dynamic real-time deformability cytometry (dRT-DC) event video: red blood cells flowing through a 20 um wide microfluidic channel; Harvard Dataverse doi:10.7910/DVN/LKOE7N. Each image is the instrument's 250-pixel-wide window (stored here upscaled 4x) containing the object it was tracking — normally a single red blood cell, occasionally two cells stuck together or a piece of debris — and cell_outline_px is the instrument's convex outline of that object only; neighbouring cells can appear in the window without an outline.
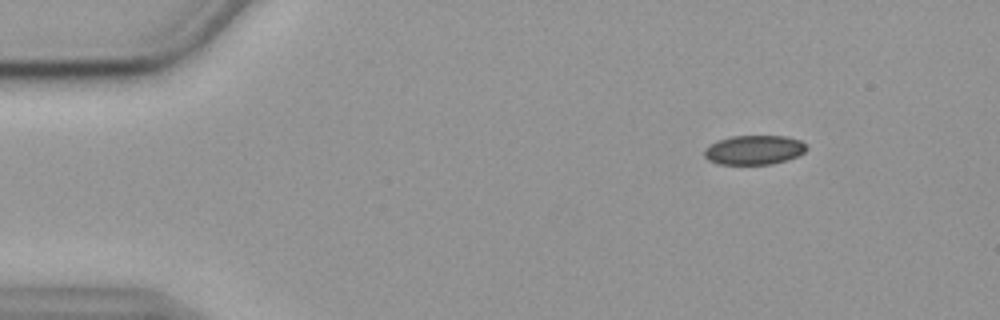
{"species": "common noctule bat (a hibernating species)", "species_latin": "Nyctalus noctula", "temperature_condition": "cold", "stored_images_in_passage": 56, "camera_frame_rate_fps": 3000, "um_per_image_px": 0.085, "animal": {"sex": "female", "body_mass_g": 19.9}, "frame": {"image": 1, "passage_image": 7, "time_ms": 2.0, "image_size_px": [1000, 320], "cell_outline_px": [[808, 148], [804, 152], [788, 160], [772, 164], [716, 164], [708, 160], [704, 156], [704, 148], [720, 140], [732, 136], [784, 136], [800, 140]], "centroid_in_image_um": [64.09, 12.75], "position_along_channel_um": 20.9, "area_um2": 17.4}}
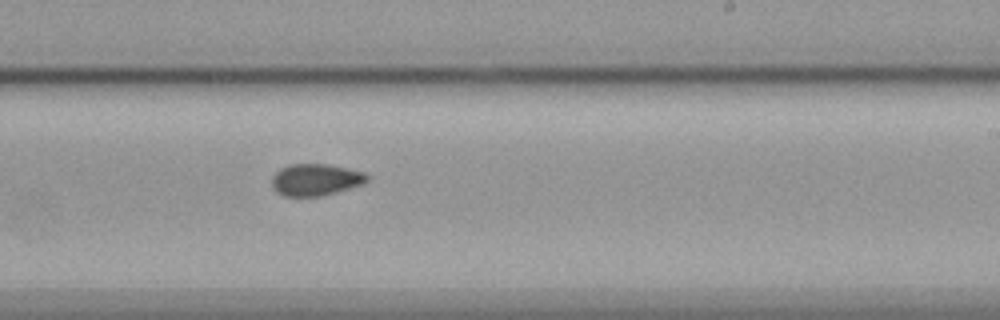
{"frame": {"image": 2, "passage_image": 34, "time_ms": 11.0, "image_size_px": [1000, 320], "cell_outline_px": [[368, 180], [364, 184], [336, 192], [320, 196], [284, 196], [276, 192], [272, 188], [272, 176], [280, 168], [292, 164], [324, 164], [348, 168], [364, 172], [368, 176]], "centroid_in_image_um": [26.82, 15.28], "position_along_channel_um": 262.2, "area_um2": 17.69}}
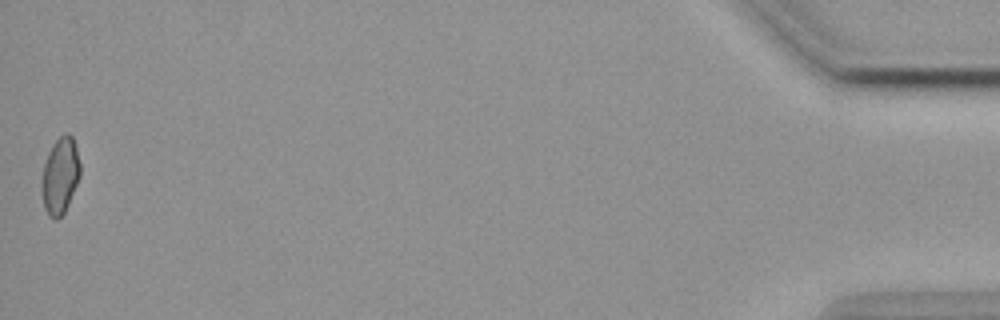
{"frame": {"image": 3, "passage_image": 56, "time_ms": 18.333, "image_size_px": [1000, 320], "cell_outline_px": [[80, 176], [68, 204], [64, 212], [56, 220], [52, 220], [48, 216], [44, 208], [40, 188], [44, 164], [48, 152], [52, 144], [64, 132], [68, 132], [72, 136], [76, 148], [80, 164]], "centroid_in_image_um": [5.09, 14.94], "position_along_channel_um": 430.1, "area_um2": 17.28}, "authors_computed_cell_mechanics": {"area_um2": 17.9469, "velocity_mm_per_s": 3.5752, "shape_relaxation_time_tau1_ms": null, "shape_relaxation_time_tau2_ms": 4.6862, "deformation_change_tau1": null, "deformation_change_tau2": 0.0838}}